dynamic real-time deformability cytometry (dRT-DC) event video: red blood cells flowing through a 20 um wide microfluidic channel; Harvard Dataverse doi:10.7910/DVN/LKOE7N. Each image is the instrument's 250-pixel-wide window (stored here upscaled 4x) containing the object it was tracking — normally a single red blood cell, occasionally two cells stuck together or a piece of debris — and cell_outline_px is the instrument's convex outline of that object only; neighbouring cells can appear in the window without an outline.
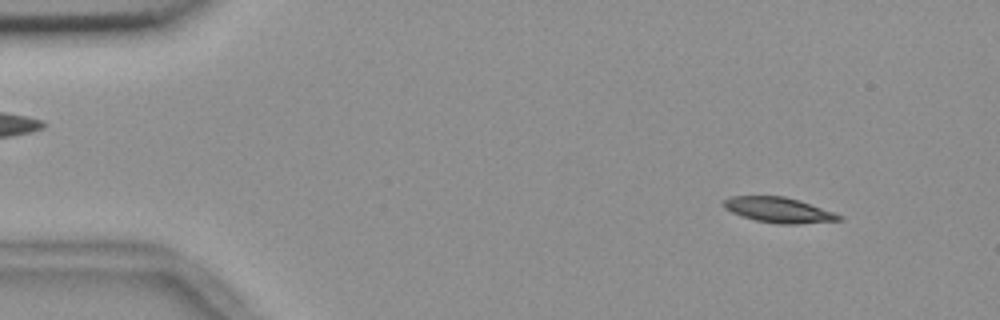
{"species": "common noctule bat (a hibernating species)", "species_latin": "Nyctalus noctula", "temperature_condition": "room temperature", "stored_images_in_passage": 54, "camera_frame_rate_fps": 3000, "um_per_image_px": 0.085, "animal": {"sex": "female", "body_mass_g": 18.4}, "frame": {"image": 1, "passage_image": 5, "time_ms": 1.333, "image_size_px": [1000, 320], "cell_outline_px": [[844, 220], [796, 224], [776, 224], [756, 220], [740, 216], [724, 208], [720, 204], [724, 200], [732, 196], [784, 196], [800, 200], [844, 216]], "centroid_in_image_um": [66.18, 17.85], "position_along_channel_um": 18.8, "area_um2": 17.17}}
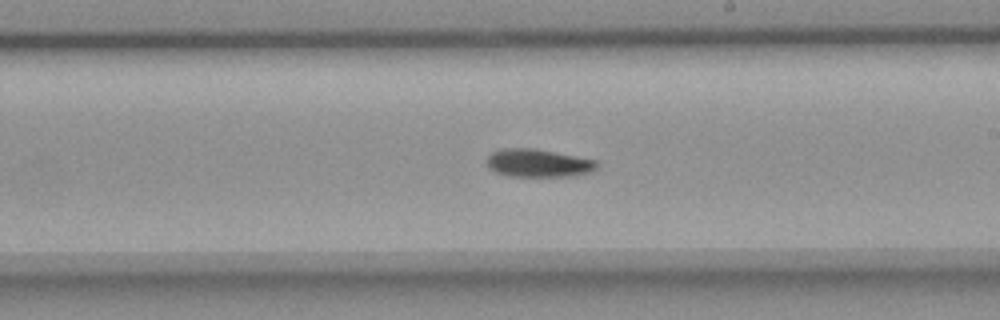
{"frame": {"image": 2, "passage_image": 31, "time_ms": 10.0, "image_size_px": [1000, 320], "cell_outline_px": [[600, 164], [592, 172], [572, 176], [508, 176], [496, 172], [488, 168], [488, 156], [492, 152], [500, 148], [536, 148], [596, 160]], "centroid_in_image_um": [45.77, 13.85], "position_along_channel_um": 243.2, "area_um2": 18.09}}
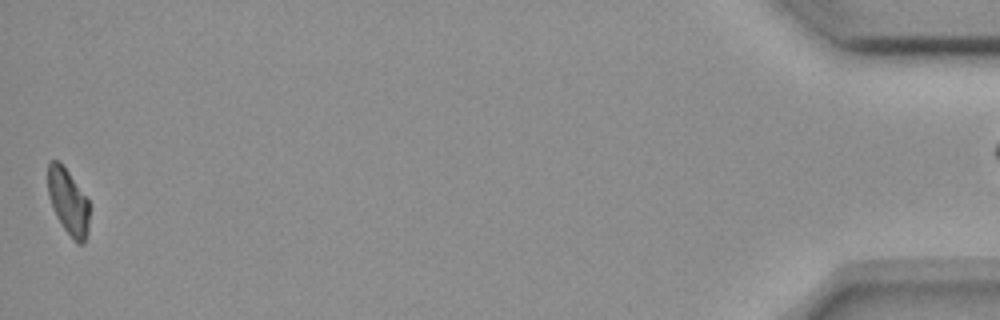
{"frame": {"image": 3, "passage_image": 54, "time_ms": 17.667, "image_size_px": [1000, 320], "cell_outline_px": [[88, 232], [84, 244], [76, 244], [64, 228], [56, 216], [48, 196], [48, 164], [52, 160], [56, 160], [68, 172], [88, 200]], "centroid_in_image_um": [5.79, 17.2], "position_along_channel_um": 429.4, "area_um2": 15.61}, "authors_computed_cell_mechanics": {"area_um2": 17.5134, "velocity_mm_per_s": 3.6611, "shape_relaxation_time_tau1_ms": 4.3183, "shape_relaxation_time_tau2_ms": null, "deformation_change_tau1": 0.1108, "deformation_change_tau2": null}}